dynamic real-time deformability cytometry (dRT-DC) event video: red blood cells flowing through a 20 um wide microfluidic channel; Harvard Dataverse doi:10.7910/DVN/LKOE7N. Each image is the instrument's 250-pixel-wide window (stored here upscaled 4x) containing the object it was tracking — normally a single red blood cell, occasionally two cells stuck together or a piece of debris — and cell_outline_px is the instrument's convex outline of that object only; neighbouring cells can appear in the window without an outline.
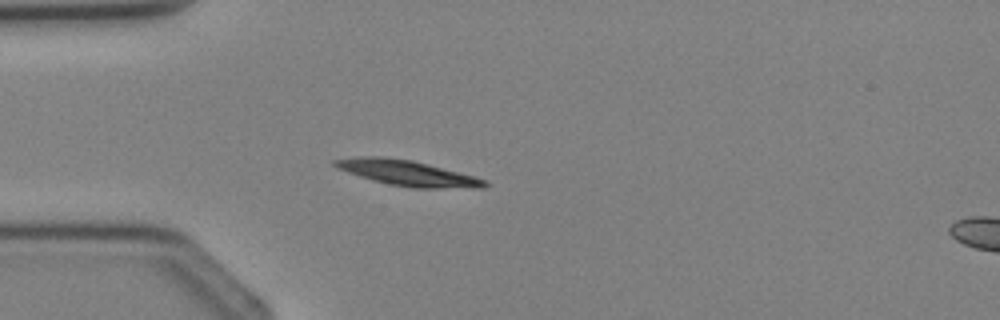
{"species": "Egyptian fruit bat (a non-hibernating species)", "species_latin": "Rousettus aegyptiacus", "temperature_condition": "cold", "stored_images_in_passage": 3, "segment_of_instrument_passage": [1, 2], "camera_frame_rate_fps": 3000, "um_per_image_px": 0.085, "animal": {"sex": "female"}, "frame": {"image": 1, "passage_image": 2, "time_ms": 1.333, "image_size_px": [1000, 320], "cell_outline_px": [[488, 184], [484, 188], [412, 188], [388, 184], [372, 180], [336, 168], [332, 164], [332, 160], [356, 156], [384, 156], [412, 160], [428, 164], [488, 180]], "centroid_in_image_um": [34.6, 14.7], "position_along_channel_um": 50.4, "area_um2": 22.31}}